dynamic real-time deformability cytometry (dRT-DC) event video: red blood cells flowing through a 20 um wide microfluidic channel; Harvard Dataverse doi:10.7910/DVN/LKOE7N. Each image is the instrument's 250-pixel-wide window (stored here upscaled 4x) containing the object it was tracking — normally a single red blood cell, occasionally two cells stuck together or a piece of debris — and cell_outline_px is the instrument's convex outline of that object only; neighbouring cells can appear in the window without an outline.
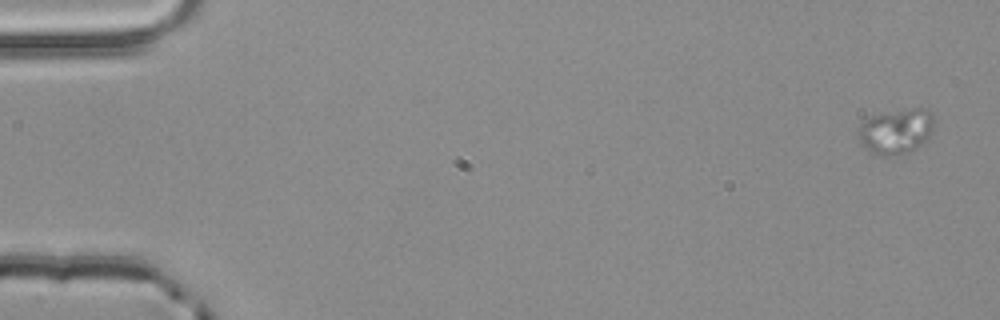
{"species": "common noctule bat (a hibernating species)", "species_latin": "Nyctalus noctula", "temperature_condition": "room temperature", "stored_images_in_passage": 4, "camera_frame_rate_fps": 3000, "um_per_image_px": 0.085, "animal": {"sex": "male", "body_mass_g": 20.4}, "frame": {"image": 1, "passage_image": 1, "time_ms": 0.0, "image_size_px": [1000, 320], "cell_outline_px": [[932, 128], [928, 136], [916, 148], [896, 156], [884, 156], [872, 152], [860, 140], [856, 132], [856, 128], [860, 124], [872, 116], [884, 112], [912, 108], [920, 108], [928, 112], [932, 116]], "centroid_in_image_um": [76.11, 11.15], "position_along_channel_um": 8.9, "area_um2": 19.48}}
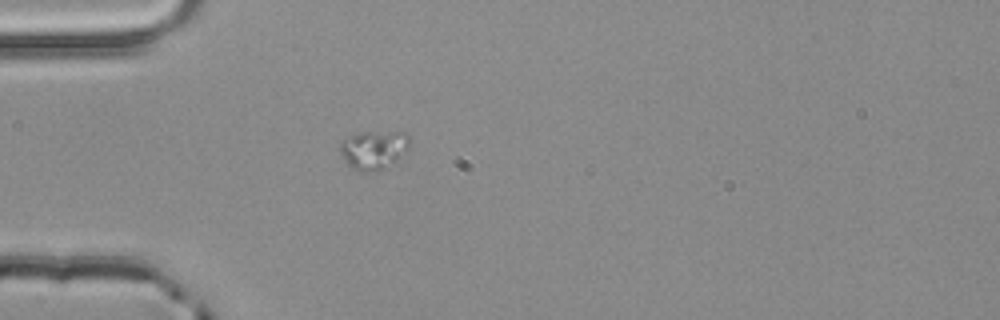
{"frame": {"image": 2, "passage_image": 4, "time_ms": 1.0, "image_size_px": [1000, 320], "cell_outline_px": [[408, 152], [396, 164], [384, 168], [368, 172], [360, 172], [352, 168], [348, 164], [340, 152], [340, 144], [348, 136], [360, 132], [408, 132]], "centroid_in_image_um": [31.81, 12.74], "position_along_channel_um": 53.2, "area_um2": 15.95}}